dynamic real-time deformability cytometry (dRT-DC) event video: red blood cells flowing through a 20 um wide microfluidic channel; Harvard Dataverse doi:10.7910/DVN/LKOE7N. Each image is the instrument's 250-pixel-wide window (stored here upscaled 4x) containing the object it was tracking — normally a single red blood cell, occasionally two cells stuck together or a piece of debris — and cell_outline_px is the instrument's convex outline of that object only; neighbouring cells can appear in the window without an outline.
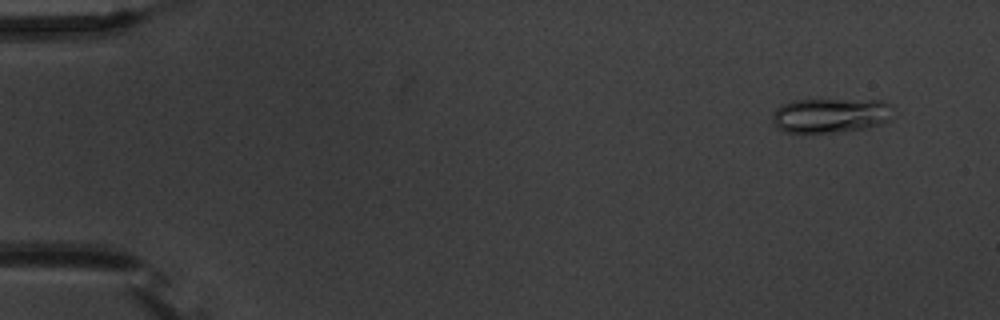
{"species": "common noctule bat (a hibernating species)", "species_latin": "Nyctalus noctula", "temperature_condition": "warm", "stored_images_in_passage": 57, "camera_frame_rate_fps": 3000, "um_per_image_px": 0.085, "animal": {"sex": "male", "body_mass_g": 20.1, "forearm_length_mm": 53.5}, "frame": {"image": 1, "passage_image": 5, "time_ms": 1.333, "image_size_px": [1000, 320], "cell_outline_px": [[892, 120], [880, 124], [864, 128], [844, 132], [784, 132], [772, 120], [772, 116], [776, 108], [780, 104], [792, 100], [880, 100], [888, 104]], "centroid_in_image_um": [70.57, 9.8], "position_along_channel_um": 14.4, "area_um2": 24.22}}
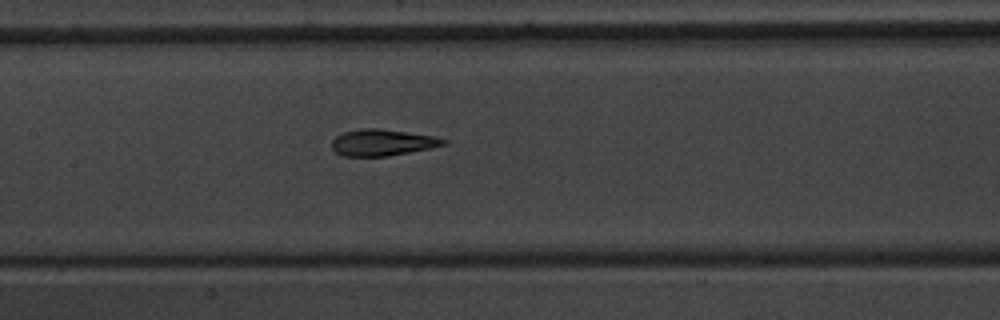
{"frame": {"image": 2, "passage_image": 28, "time_ms": 9.0, "image_size_px": [1000, 320], "cell_outline_px": [[448, 144], [432, 148], [388, 156], [344, 156], [336, 152], [332, 148], [332, 140], [336, 136], [344, 132], [360, 128], [380, 128], [432, 136], [448, 140]], "centroid_in_image_um": [32.51, 12.11], "position_along_channel_um": 174.9, "area_um2": 17.22}}
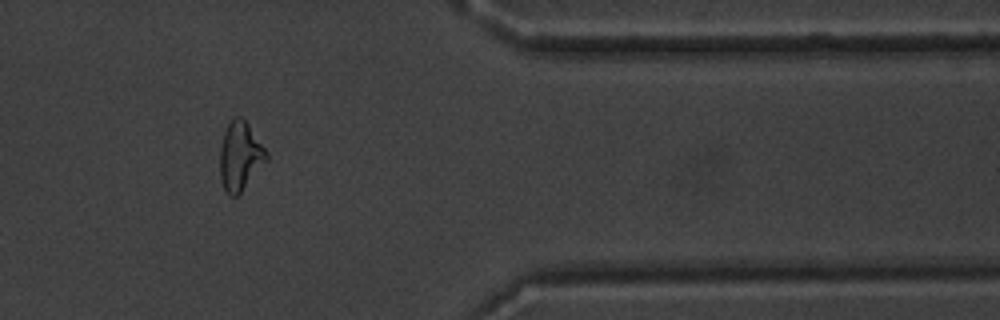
{"frame": {"image": 3, "passage_image": 47, "time_ms": 15.333, "image_size_px": [1000, 320], "cell_outline_px": [[268, 160], [240, 192], [236, 196], [228, 196], [224, 188], [220, 176], [220, 148], [224, 132], [228, 124], [236, 116], [240, 116], [248, 124], [268, 152]], "centroid_in_image_um": [20.41, 13.27], "position_along_channel_um": 391.0, "area_um2": 18.44}}